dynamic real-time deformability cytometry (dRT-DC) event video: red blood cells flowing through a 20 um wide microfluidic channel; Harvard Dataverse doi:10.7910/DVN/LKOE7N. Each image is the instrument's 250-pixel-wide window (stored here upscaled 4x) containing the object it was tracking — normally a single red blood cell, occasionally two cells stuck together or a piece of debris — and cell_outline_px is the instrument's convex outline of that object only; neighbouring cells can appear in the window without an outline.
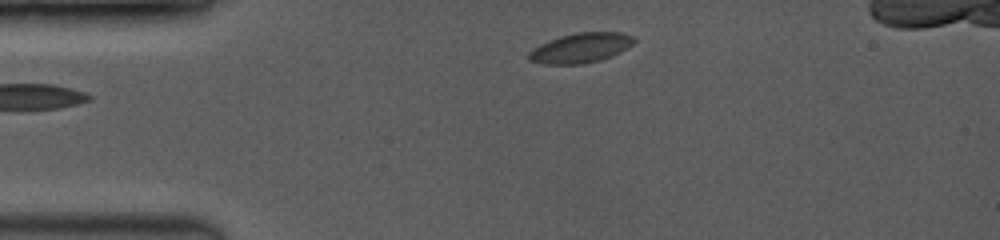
{"species": "common noctule bat (a hibernating species)", "species_latin": "Nyctalus noctula", "temperature_condition": "room temperature", "stored_images_in_passage": 4, "camera_frame_rate_fps": 3500, "um_per_image_px": 0.085, "animal": {"sex": "female", "body_mass_g": 19.0, "forearm_length_mm": 53.3}, "frame": {"image": 1, "passage_image": 4, "time_ms": 2.286, "image_size_px": [1000, 240], "cell_outline_px": [[636, 40], [628, 48], [612, 56], [600, 60], [580, 64], [544, 64], [528, 60], [528, 52], [552, 40], [564, 36], [580, 32], [620, 32], [632, 36]], "centroid_in_image_um": [49.41, 4.08], "position_along_channel_um": 35.6, "area_um2": 17.86}}